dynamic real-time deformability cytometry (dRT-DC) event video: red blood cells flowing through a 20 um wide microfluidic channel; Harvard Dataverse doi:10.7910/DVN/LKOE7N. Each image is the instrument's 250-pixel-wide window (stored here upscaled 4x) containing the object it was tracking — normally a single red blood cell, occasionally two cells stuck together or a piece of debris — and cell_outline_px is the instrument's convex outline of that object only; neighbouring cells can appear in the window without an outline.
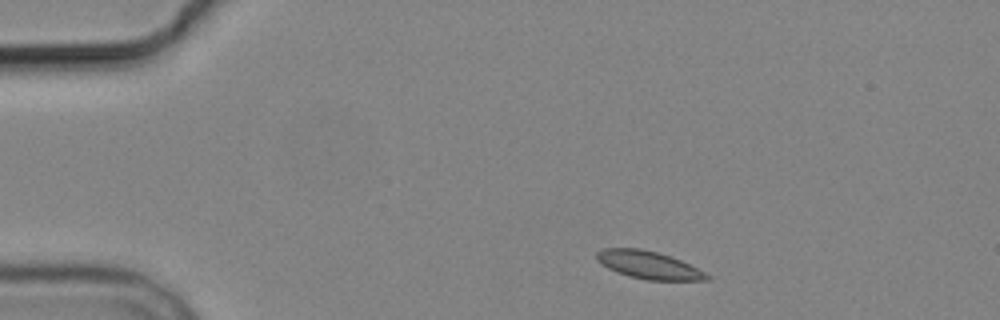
{"species": "common noctule bat (a hibernating species)", "species_latin": "Nyctalus noctula", "temperature_condition": "cold", "stored_images_in_passage": 3, "camera_frame_rate_fps": 3000, "um_per_image_px": 0.085, "animal": {"sex": "male", "body_mass_g": 19.2, "forearm_length_mm": 51.8}, "frame": {"image": 1, "passage_image": 1, "time_ms": 0.0, "image_size_px": [1000, 320], "cell_outline_px": [[712, 280], [648, 280], [628, 276], [616, 272], [600, 264], [596, 260], [596, 252], [604, 248], [640, 248], [660, 252], [680, 260], [712, 276]], "centroid_in_image_um": [55.11, 22.52], "position_along_channel_um": 29.9, "area_um2": 17.92}}